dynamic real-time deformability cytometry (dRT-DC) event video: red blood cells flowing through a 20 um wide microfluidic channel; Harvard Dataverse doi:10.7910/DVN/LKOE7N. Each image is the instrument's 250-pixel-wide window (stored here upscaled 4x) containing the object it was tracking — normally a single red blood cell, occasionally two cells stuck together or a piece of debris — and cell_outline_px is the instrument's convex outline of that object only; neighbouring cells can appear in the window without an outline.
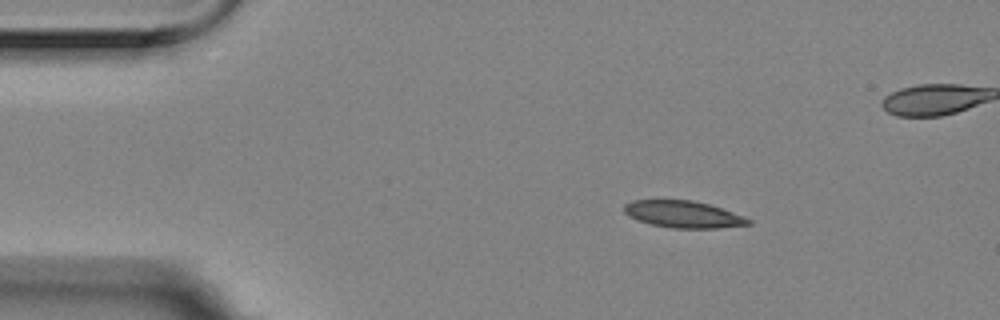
{"species": "Egyptian fruit bat (a non-hibernating species)", "species_latin": "Rousettus aegyptiacus", "temperature_condition": "room temperature", "stored_images_in_passage": 5, "camera_frame_rate_fps": 3000, "um_per_image_px": 0.085, "animal": {"sex": "female"}, "frame": {"image": 1, "passage_image": 2, "time_ms": 0.333, "image_size_px": [1000, 320], "cell_outline_px": [[752, 224], [716, 228], [672, 228], [652, 224], [628, 216], [624, 212], [624, 204], [632, 200], [692, 200], [708, 204], [744, 216], [752, 220]], "centroid_in_image_um": [58.08, 18.21], "position_along_channel_um": 26.9, "area_um2": 19.31}}